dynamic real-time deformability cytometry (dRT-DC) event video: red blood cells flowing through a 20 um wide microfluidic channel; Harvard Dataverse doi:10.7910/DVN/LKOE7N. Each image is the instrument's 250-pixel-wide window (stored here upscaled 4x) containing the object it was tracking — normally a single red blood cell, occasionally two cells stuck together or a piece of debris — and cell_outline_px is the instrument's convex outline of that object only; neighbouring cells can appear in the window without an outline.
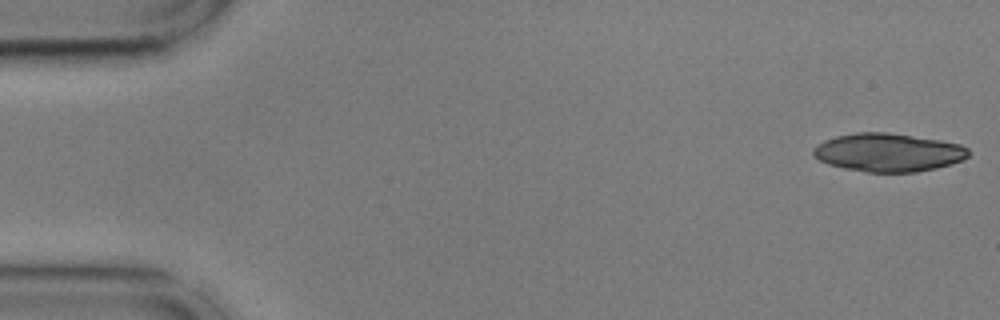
{"species": "common noctule bat (a hibernating species)", "species_latin": "Nyctalus noctula", "temperature_condition": "cold", "stored_images_in_passage": 53, "camera_frame_rate_fps": 3000, "um_per_image_px": 0.085, "animal": {"sex": "male", "body_mass_g": 17.9, "forearm_length_mm": 54.2}, "frame": {"image": 1, "passage_image": 1, "time_ms": 0.0, "image_size_px": [1000, 320], "cell_outline_px": [[968, 156], [964, 160], [952, 164], [936, 168], [916, 172], [868, 172], [844, 168], [828, 164], [820, 160], [812, 152], [812, 148], [816, 144], [824, 140], [836, 136], [856, 132], [888, 132], [940, 140], [960, 144], [968, 148]], "centroid_in_image_um": [75.5, 12.95], "position_along_channel_um": 9.5, "area_um2": 34.74}}
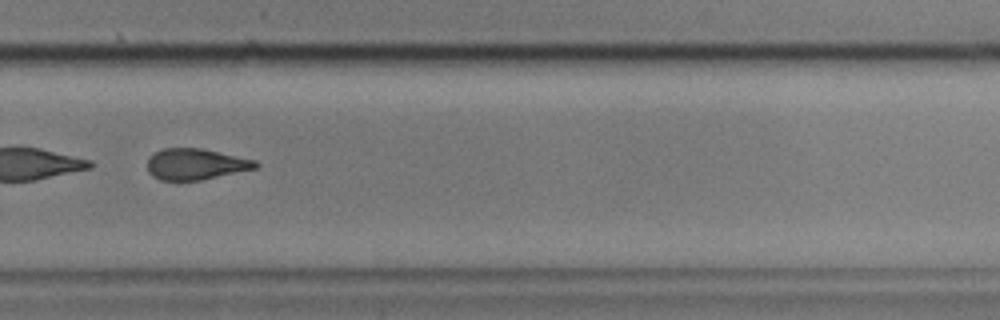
{"frame": {"image": 2, "passage_image": 37, "time_ms": 12.0, "image_size_px": [1000, 320], "cell_outline_px": [[260, 164], [256, 168], [200, 180], [160, 180], [152, 176], [148, 172], [148, 156], [152, 152], [164, 148], [200, 148], [256, 160]], "centroid_in_image_um": [16.59, 13.94], "position_along_channel_um": 313.2, "area_um2": 19.59}}